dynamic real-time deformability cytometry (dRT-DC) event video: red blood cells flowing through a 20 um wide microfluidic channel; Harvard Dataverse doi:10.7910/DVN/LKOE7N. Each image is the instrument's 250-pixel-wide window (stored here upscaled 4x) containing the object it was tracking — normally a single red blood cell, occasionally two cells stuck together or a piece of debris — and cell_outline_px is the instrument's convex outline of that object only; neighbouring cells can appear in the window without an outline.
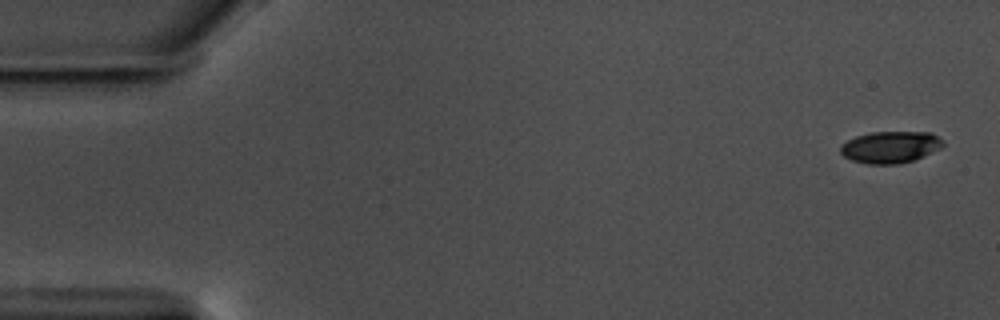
{"species": "common noctule bat (a hibernating species)", "species_latin": "Nyctalus noctula", "temperature_condition": "warm", "stored_images_in_passage": 57, "camera_frame_rate_fps": 3000, "um_per_image_px": 0.085, "animal": {"sex": "male", "body_mass_g": 17.5, "forearm_length_mm": 52.3}, "frame": {"image": 1, "passage_image": 1, "time_ms": 0.0, "image_size_px": [1000, 320], "cell_outline_px": [[944, 144], [940, 148], [912, 160], [896, 164], [868, 164], [852, 160], [844, 156], [840, 152], [840, 144], [856, 136], [872, 132], [932, 132], [944, 140]], "centroid_in_image_um": [75.67, 12.49], "position_along_channel_um": 9.3, "area_um2": 18.9}}
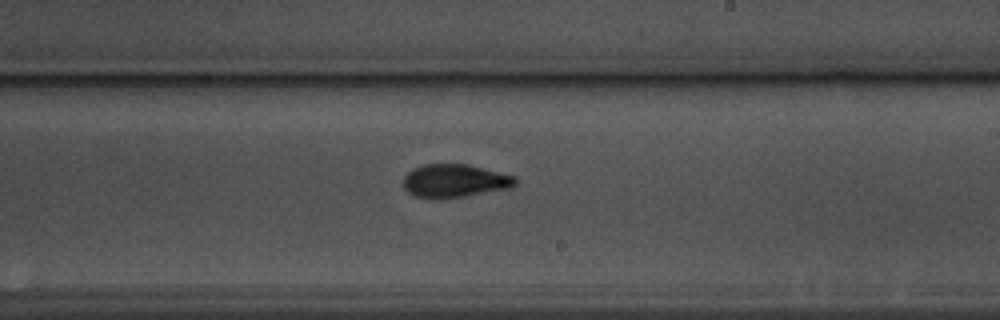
{"frame": {"image": 2, "passage_image": 33, "time_ms": 10.667, "image_size_px": [1000, 320], "cell_outline_px": [[516, 184], [512, 188], [464, 196], [432, 200], [412, 196], [404, 188], [404, 176], [412, 168], [424, 164], [468, 164], [516, 176]], "centroid_in_image_um": [38.63, 15.38], "position_along_channel_um": 250.4, "area_um2": 22.02}}
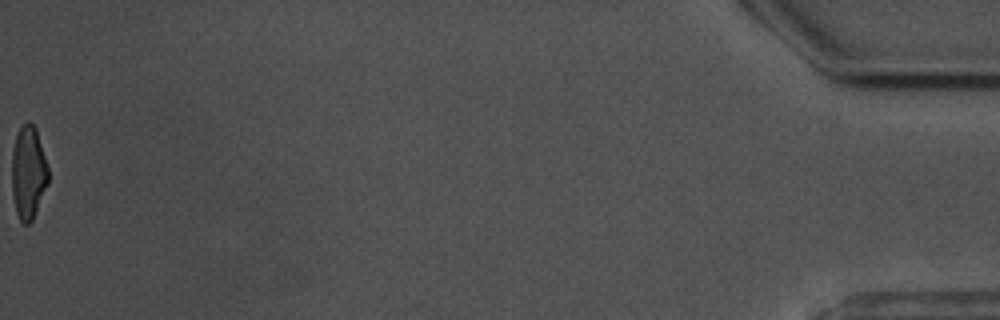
{"frame": {"image": 3, "passage_image": 57, "time_ms": 18.667, "image_size_px": [1000, 320], "cell_outline_px": [[48, 184], [32, 220], [28, 224], [24, 224], [20, 220], [16, 212], [12, 196], [12, 152], [16, 136], [20, 128], [28, 120], [36, 128], [48, 164]], "centroid_in_image_um": [2.41, 14.66], "position_along_channel_um": 432.8, "area_um2": 19.83}, "authors_computed_cell_mechanics": {"area_um2": 21.097, "velocity_mm_per_s": 3.5754, "shape_relaxation_time_tau1_ms": 4.2048, "shape_relaxation_time_tau2_ms": 2.2181, "deformation_change_tau1": 0.1697, "deformation_change_tau2": 0.0827}}